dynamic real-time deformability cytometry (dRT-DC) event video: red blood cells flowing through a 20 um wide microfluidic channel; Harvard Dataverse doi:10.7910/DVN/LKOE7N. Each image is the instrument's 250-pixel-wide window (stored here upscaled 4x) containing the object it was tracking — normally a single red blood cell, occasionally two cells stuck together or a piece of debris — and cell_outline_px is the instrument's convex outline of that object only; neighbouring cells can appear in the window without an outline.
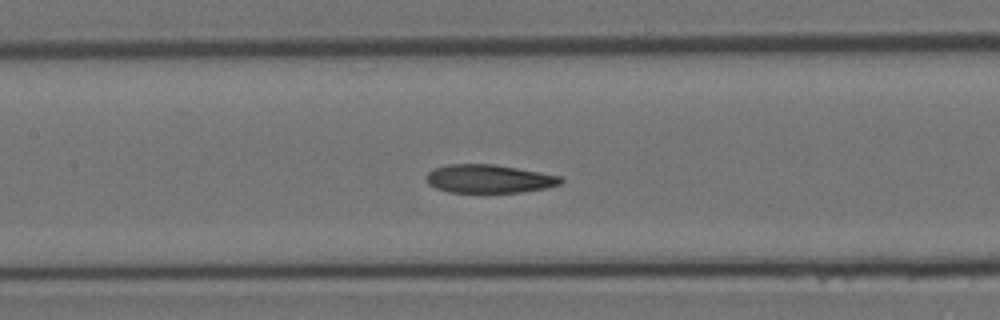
{"species": "Egyptian fruit bat (a non-hibernating species)", "species_latin": "Rousettus aegyptiacus", "temperature_condition": "room temperature", "stored_images_in_passage": 17, "camera_frame_rate_fps": 3000, "um_per_image_px": 0.085, "animal": {"sex": "female"}, "frame": {"image": 1, "passage_image": 12, "time_ms": 3.667, "image_size_px": [1000, 320], "cell_outline_px": [[564, 180], [560, 184], [548, 188], [520, 192], [448, 192], [436, 188], [428, 184], [424, 176], [432, 168], [448, 164], [492, 164], [516, 168], [560, 176]], "centroid_in_image_um": [41.52, 15.2], "position_along_channel_um": 165.9, "area_um2": 22.25}}
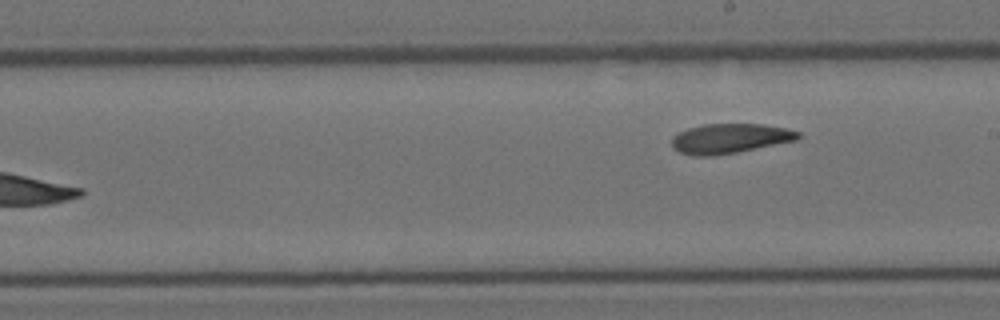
{"frame": {"image": 2, "passage_image": 17, "time_ms": 5.333, "image_size_px": [1000, 320], "cell_outline_px": [[800, 136], [796, 140], [736, 152], [712, 156], [692, 156], [680, 152], [672, 148], [672, 136], [676, 132], [688, 128], [704, 124], [764, 124], [784, 128], [800, 132]], "centroid_in_image_um": [61.97, 11.77], "position_along_channel_um": 227.0, "area_um2": 21.85}}